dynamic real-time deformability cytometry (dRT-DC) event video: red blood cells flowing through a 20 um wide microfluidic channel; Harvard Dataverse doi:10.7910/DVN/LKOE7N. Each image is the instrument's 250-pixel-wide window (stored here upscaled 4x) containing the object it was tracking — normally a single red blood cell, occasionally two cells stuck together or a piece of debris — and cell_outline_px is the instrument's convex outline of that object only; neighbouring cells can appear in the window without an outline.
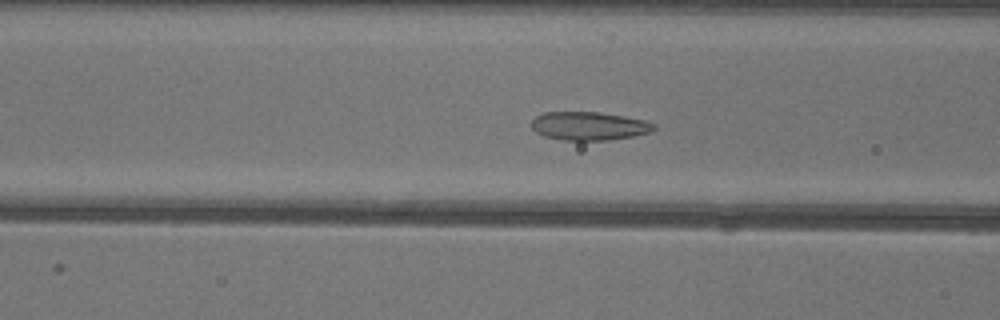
{"species": "common noctule bat (a hibernating species)", "species_latin": "Nyctalus noctula", "temperature_condition": "warm", "stored_images_in_passage": 52, "camera_frame_rate_fps": 3000, "um_per_image_px": 0.085, "animal": {"sex": "female"}, "frame": {"image": 1, "passage_image": 20, "time_ms": 6.333, "image_size_px": [1000, 320], "cell_outline_px": [[656, 128], [652, 132], [632, 136], [608, 140], [560, 140], [544, 136], [536, 132], [532, 128], [532, 120], [536, 116], [544, 112], [600, 112], [624, 116], [644, 120], [656, 124]], "centroid_in_image_um": [50.08, 10.71], "position_along_channel_um": 116.5, "area_um2": 20.35}}
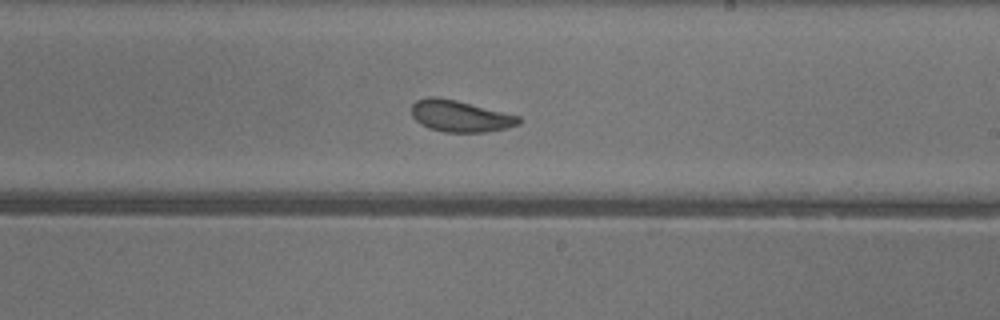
{"frame": {"image": 2, "passage_image": 30, "time_ms": 9.667, "image_size_px": [1000, 320], "cell_outline_px": [[520, 124], [488, 132], [444, 132], [428, 128], [420, 124], [412, 116], [412, 104], [416, 100], [428, 96], [436, 96], [456, 100], [520, 116]], "centroid_in_image_um": [39.08, 9.86], "position_along_channel_um": 249.9, "area_um2": 19.71}}
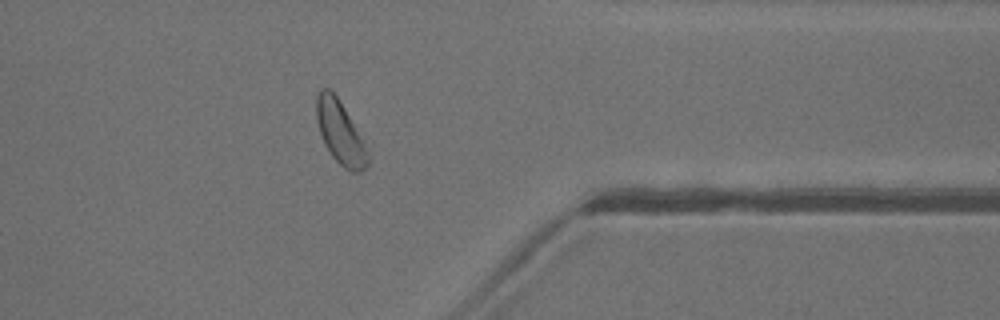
{"frame": {"image": 3, "passage_image": 41, "time_ms": 13.333, "image_size_px": [1000, 320], "cell_outline_px": [[372, 144], [368, 164], [360, 172], [352, 172], [344, 168], [332, 156], [324, 144], [316, 120], [316, 96], [320, 88], [328, 88], [336, 96], [372, 140]], "centroid_in_image_um": [29.06, 11.27], "position_along_channel_um": 382.3, "area_um2": 20.52}, "authors_computed_cell_mechanics": {"area_um2": 21.097, "velocity_mm_per_s": 4.0095, "shape_relaxation_time_tau1_ms": 3.4981, "shape_relaxation_time_tau2_ms": 1.0299, "deformation_change_tau1": 0.1267, "deformation_change_tau2": 0.0761}}